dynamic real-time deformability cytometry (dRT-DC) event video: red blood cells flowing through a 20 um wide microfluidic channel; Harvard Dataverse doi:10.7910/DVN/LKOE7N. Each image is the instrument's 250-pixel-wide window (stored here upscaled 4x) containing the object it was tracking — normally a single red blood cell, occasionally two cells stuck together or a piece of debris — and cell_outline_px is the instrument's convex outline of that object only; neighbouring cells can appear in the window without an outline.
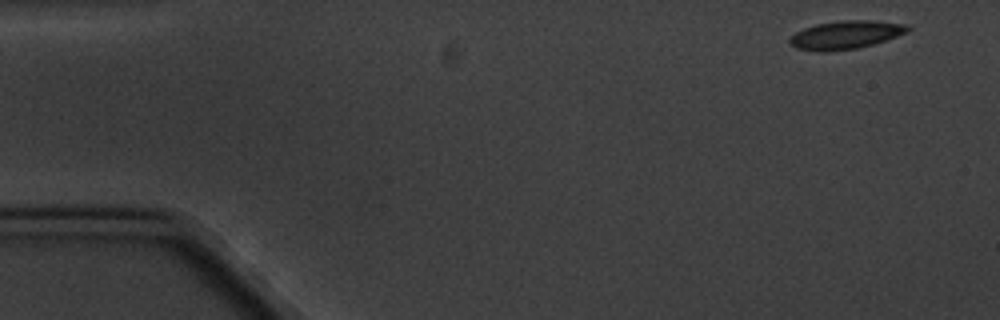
{"species": "common noctule bat (a hibernating species)", "species_latin": "Nyctalus noctula", "temperature_condition": "cold", "stored_images_in_passage": 5, "segment_of_instrument_passage": [1, 2], "camera_frame_rate_fps": 3000, "um_per_image_px": 0.085, "animal": {"sex": "male", "body_mass_g": 20.1, "forearm_length_mm": 53.5}, "frame": {"image": 1, "passage_image": 1, "time_ms": 0.0, "image_size_px": [1000, 320], "cell_outline_px": [[912, 28], [908, 32], [872, 44], [856, 48], [820, 52], [796, 48], [788, 40], [796, 32], [804, 28], [816, 24], [844, 20], [872, 20], [904, 24]], "centroid_in_image_um": [71.88, 2.95], "position_along_channel_um": 13.1, "area_um2": 19.13}}